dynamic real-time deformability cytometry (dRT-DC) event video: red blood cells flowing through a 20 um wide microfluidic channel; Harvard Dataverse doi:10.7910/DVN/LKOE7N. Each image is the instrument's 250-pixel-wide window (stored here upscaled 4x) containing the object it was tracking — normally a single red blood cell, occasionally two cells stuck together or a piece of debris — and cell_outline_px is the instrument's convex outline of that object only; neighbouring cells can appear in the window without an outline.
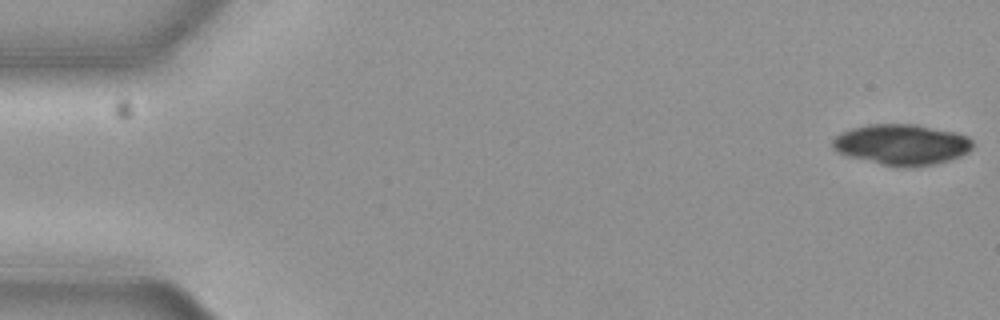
{"species": "common noctule bat (a hibernating species)", "species_latin": "Nyctalus noctula", "temperature_condition": "cold", "stored_images_in_passage": 38, "camera_frame_rate_fps": 3000, "um_per_image_px": 0.085, "animal": {"sex": "female", "body_mass_g": 19.3, "forearm_length_mm": 54.1}, "frame": {"image": 1, "passage_image": 1, "time_ms": 0.0, "image_size_px": [1000, 320], "cell_outline_px": [[972, 148], [968, 152], [960, 156], [948, 160], [932, 164], [912, 168], [904, 168], [880, 164], [848, 156], [832, 148], [832, 140], [836, 136], [852, 128], [868, 124], [916, 124], [952, 132], [968, 136], [972, 140]], "centroid_in_image_um": [76.64, 12.29], "position_along_channel_um": 8.4, "area_um2": 33.12}}
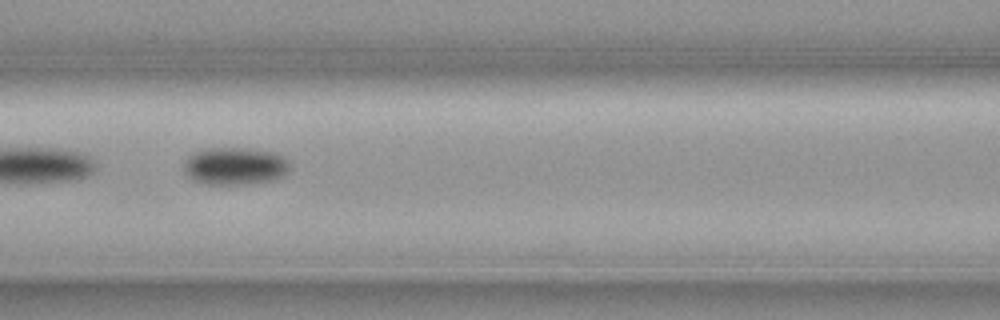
{"frame": {"image": 2, "passage_image": 25, "time_ms": 8.0, "image_size_px": [1000, 320], "cell_outline_px": [[292, 164], [288, 172], [284, 176], [272, 180], [244, 184], [208, 184], [192, 180], [188, 176], [184, 168], [184, 160], [192, 152], [204, 148], [252, 148], [276, 152], [284, 156]], "centroid_in_image_um": [20.0, 14.09], "position_along_channel_um": 146.6, "area_um2": 23.64}}